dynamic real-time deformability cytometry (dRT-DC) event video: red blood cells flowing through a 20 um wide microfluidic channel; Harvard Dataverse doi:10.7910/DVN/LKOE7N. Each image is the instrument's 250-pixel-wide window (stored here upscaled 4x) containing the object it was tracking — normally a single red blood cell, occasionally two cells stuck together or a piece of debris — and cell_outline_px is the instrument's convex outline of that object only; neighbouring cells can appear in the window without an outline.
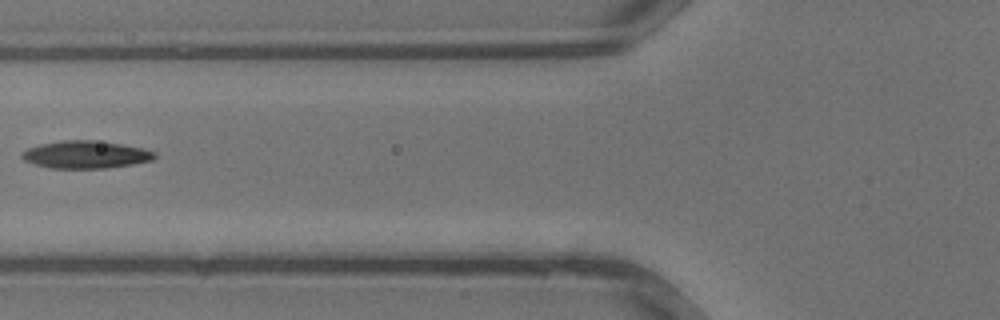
{"species": "common noctule bat (a hibernating species)", "species_latin": "Nyctalus noctula", "temperature_condition": "warm", "stored_images_in_passage": 29, "segment_of_instrument_passage": [2, 2], "camera_frame_rate_fps": 3000, "um_per_image_px": 0.085, "animal": {"sex": "male", "body_mass_g": 13.3}, "frame": {"image": 1, "passage_image": 8, "time_ms": 2.333, "image_size_px": [1000, 320], "cell_outline_px": [[156, 156], [152, 160], [132, 164], [108, 168], [52, 168], [36, 164], [24, 160], [20, 156], [20, 152], [28, 148], [40, 144], [60, 140], [92, 140], [124, 144], [144, 148], [156, 152]], "centroid_in_image_um": [7.29, 13.13], "position_along_channel_um": 118.5, "area_um2": 21.39}}
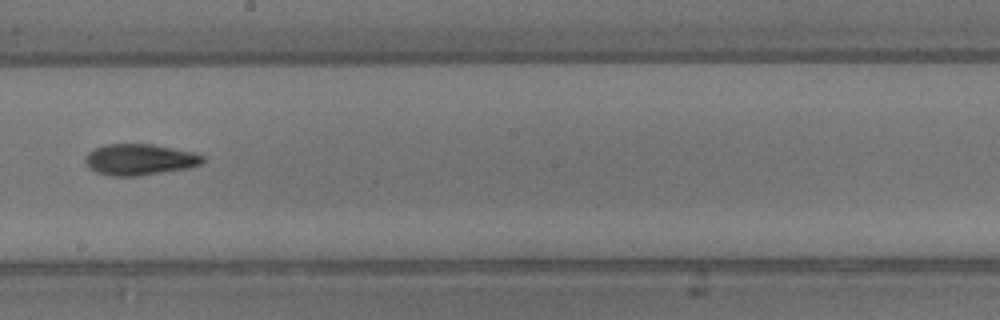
{"frame": {"image": 2, "passage_image": 14, "time_ms": 4.333, "image_size_px": [1000, 320], "cell_outline_px": [[204, 160], [200, 164], [188, 168], [136, 176], [108, 176], [96, 172], [88, 168], [84, 160], [88, 152], [96, 148], [108, 144], [152, 144], [196, 152], [204, 156]], "centroid_in_image_um": [11.86, 13.56], "position_along_channel_um": 236.3, "area_um2": 21.39}}
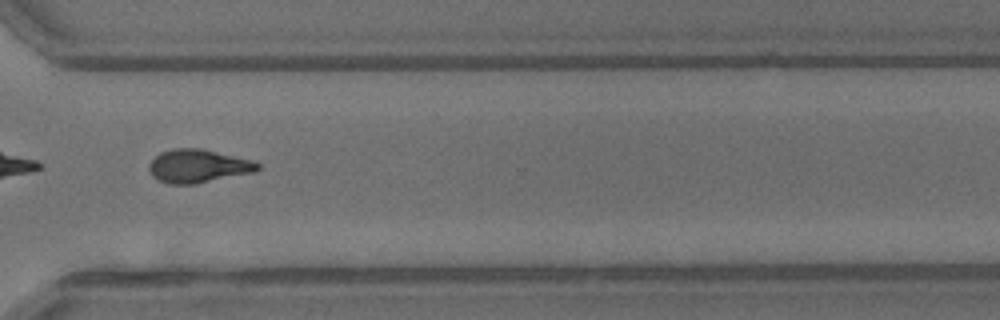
{"frame": {"image": 3, "passage_image": 20, "time_ms": 6.333, "image_size_px": [1000, 320], "cell_outline_px": [[260, 168], [256, 172], [196, 184], [168, 184], [152, 176], [148, 168], [148, 164], [160, 152], [172, 148], [200, 148], [252, 160], [260, 164]], "centroid_in_image_um": [16.84, 14.12], "position_along_channel_um": 353.8, "area_um2": 21.21}}